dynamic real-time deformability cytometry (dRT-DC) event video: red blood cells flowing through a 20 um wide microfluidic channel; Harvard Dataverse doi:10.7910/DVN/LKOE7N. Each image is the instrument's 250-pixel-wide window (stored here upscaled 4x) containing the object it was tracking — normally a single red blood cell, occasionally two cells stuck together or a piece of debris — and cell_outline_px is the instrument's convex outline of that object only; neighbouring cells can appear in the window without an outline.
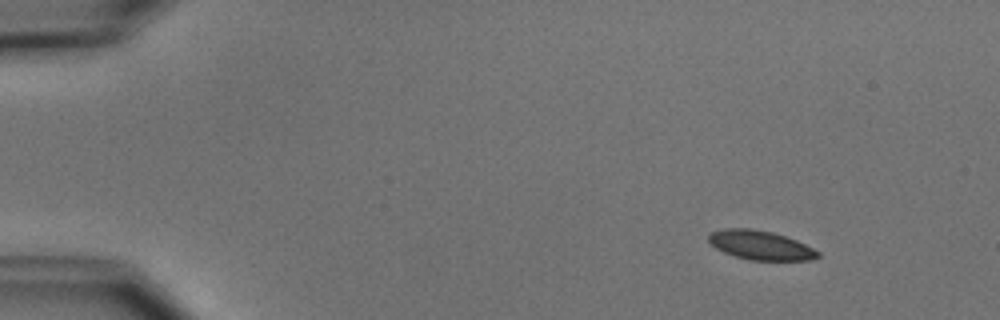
{"species": "common noctule bat (a hibernating species)", "species_latin": "Nyctalus noctula", "temperature_condition": "cold", "stored_images_in_passage": 3, "camera_frame_rate_fps": 3000, "um_per_image_px": 0.085, "animal": {"sex": "male", "body_mass_g": 15.6}, "frame": {"image": 1, "passage_image": 1, "time_ms": 0.0, "image_size_px": [1000, 320], "cell_outline_px": [[820, 256], [812, 260], [748, 260], [724, 252], [716, 248], [708, 240], [708, 236], [712, 232], [724, 228], [748, 228], [772, 232], [796, 240], [820, 252]], "centroid_in_image_um": [64.64, 20.84], "position_along_channel_um": 20.4, "area_um2": 18.38}}
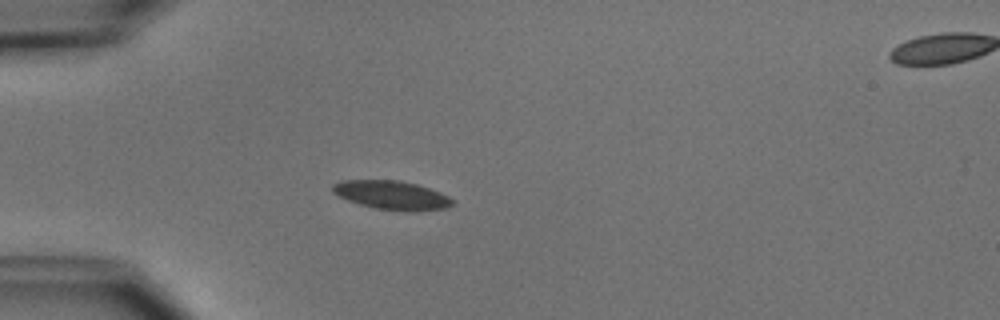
{"frame": {"image": 2, "passage_image": 2, "time_ms": 3.0, "image_size_px": [1000, 320], "cell_outline_px": [[456, 200], [448, 208], [416, 212], [408, 212], [376, 208], [360, 204], [348, 200], [332, 192], [332, 184], [340, 180], [400, 180], [416, 184], [440, 192]], "centroid_in_image_um": [33.33, 16.59], "position_along_channel_um": 51.7, "area_um2": 20.29}}